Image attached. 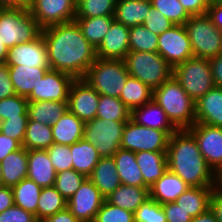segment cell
Returning a JSON list of instances; mask_svg holds the SVG:
<instances>
[{
	"instance_id": "15",
	"label": "cell",
	"mask_w": 222,
	"mask_h": 222,
	"mask_svg": "<svg viewBox=\"0 0 222 222\" xmlns=\"http://www.w3.org/2000/svg\"><path fill=\"white\" fill-rule=\"evenodd\" d=\"M74 80L75 79L69 74L49 69L37 87H35L26 98L29 102H67L69 89Z\"/></svg>"
},
{
	"instance_id": "20",
	"label": "cell",
	"mask_w": 222,
	"mask_h": 222,
	"mask_svg": "<svg viewBox=\"0 0 222 222\" xmlns=\"http://www.w3.org/2000/svg\"><path fill=\"white\" fill-rule=\"evenodd\" d=\"M190 186L177 174L166 172L149 187V198L163 205L175 202Z\"/></svg>"
},
{
	"instance_id": "37",
	"label": "cell",
	"mask_w": 222,
	"mask_h": 222,
	"mask_svg": "<svg viewBox=\"0 0 222 222\" xmlns=\"http://www.w3.org/2000/svg\"><path fill=\"white\" fill-rule=\"evenodd\" d=\"M152 97L153 90L137 78L129 76L125 87L121 92L120 100L130 111H132L133 109L148 103Z\"/></svg>"
},
{
	"instance_id": "48",
	"label": "cell",
	"mask_w": 222,
	"mask_h": 222,
	"mask_svg": "<svg viewBox=\"0 0 222 222\" xmlns=\"http://www.w3.org/2000/svg\"><path fill=\"white\" fill-rule=\"evenodd\" d=\"M29 118H10L0 122V132L9 138L17 140L21 145L24 141Z\"/></svg>"
},
{
	"instance_id": "22",
	"label": "cell",
	"mask_w": 222,
	"mask_h": 222,
	"mask_svg": "<svg viewBox=\"0 0 222 222\" xmlns=\"http://www.w3.org/2000/svg\"><path fill=\"white\" fill-rule=\"evenodd\" d=\"M28 174L41 188L54 186L56 171L52 165L47 150H27Z\"/></svg>"
},
{
	"instance_id": "17",
	"label": "cell",
	"mask_w": 222,
	"mask_h": 222,
	"mask_svg": "<svg viewBox=\"0 0 222 222\" xmlns=\"http://www.w3.org/2000/svg\"><path fill=\"white\" fill-rule=\"evenodd\" d=\"M6 64L8 66L50 68L42 34L32 42H23L10 48Z\"/></svg>"
},
{
	"instance_id": "27",
	"label": "cell",
	"mask_w": 222,
	"mask_h": 222,
	"mask_svg": "<svg viewBox=\"0 0 222 222\" xmlns=\"http://www.w3.org/2000/svg\"><path fill=\"white\" fill-rule=\"evenodd\" d=\"M135 156L144 183L148 187L153 185L168 169L166 151H141L136 152Z\"/></svg>"
},
{
	"instance_id": "47",
	"label": "cell",
	"mask_w": 222,
	"mask_h": 222,
	"mask_svg": "<svg viewBox=\"0 0 222 222\" xmlns=\"http://www.w3.org/2000/svg\"><path fill=\"white\" fill-rule=\"evenodd\" d=\"M46 150L56 173L73 169L71 146L54 143Z\"/></svg>"
},
{
	"instance_id": "32",
	"label": "cell",
	"mask_w": 222,
	"mask_h": 222,
	"mask_svg": "<svg viewBox=\"0 0 222 222\" xmlns=\"http://www.w3.org/2000/svg\"><path fill=\"white\" fill-rule=\"evenodd\" d=\"M68 111V102L34 101L28 103L29 120L43 125L55 124Z\"/></svg>"
},
{
	"instance_id": "30",
	"label": "cell",
	"mask_w": 222,
	"mask_h": 222,
	"mask_svg": "<svg viewBox=\"0 0 222 222\" xmlns=\"http://www.w3.org/2000/svg\"><path fill=\"white\" fill-rule=\"evenodd\" d=\"M149 198V187L121 184L105 198L110 204L134 213Z\"/></svg>"
},
{
	"instance_id": "46",
	"label": "cell",
	"mask_w": 222,
	"mask_h": 222,
	"mask_svg": "<svg viewBox=\"0 0 222 222\" xmlns=\"http://www.w3.org/2000/svg\"><path fill=\"white\" fill-rule=\"evenodd\" d=\"M93 222H134V213L114 206L105 200Z\"/></svg>"
},
{
	"instance_id": "31",
	"label": "cell",
	"mask_w": 222,
	"mask_h": 222,
	"mask_svg": "<svg viewBox=\"0 0 222 222\" xmlns=\"http://www.w3.org/2000/svg\"><path fill=\"white\" fill-rule=\"evenodd\" d=\"M213 188L190 187L177 198L175 203L194 218L210 209Z\"/></svg>"
},
{
	"instance_id": "54",
	"label": "cell",
	"mask_w": 222,
	"mask_h": 222,
	"mask_svg": "<svg viewBox=\"0 0 222 222\" xmlns=\"http://www.w3.org/2000/svg\"><path fill=\"white\" fill-rule=\"evenodd\" d=\"M210 209L218 222H222V183L219 181L212 190Z\"/></svg>"
},
{
	"instance_id": "3",
	"label": "cell",
	"mask_w": 222,
	"mask_h": 222,
	"mask_svg": "<svg viewBox=\"0 0 222 222\" xmlns=\"http://www.w3.org/2000/svg\"><path fill=\"white\" fill-rule=\"evenodd\" d=\"M152 99L166 113L178 129H189L195 124V102L182 89L173 75L153 90Z\"/></svg>"
},
{
	"instance_id": "57",
	"label": "cell",
	"mask_w": 222,
	"mask_h": 222,
	"mask_svg": "<svg viewBox=\"0 0 222 222\" xmlns=\"http://www.w3.org/2000/svg\"><path fill=\"white\" fill-rule=\"evenodd\" d=\"M40 222H80L70 211L68 207L57 212L54 215H51L47 218H44Z\"/></svg>"
},
{
	"instance_id": "61",
	"label": "cell",
	"mask_w": 222,
	"mask_h": 222,
	"mask_svg": "<svg viewBox=\"0 0 222 222\" xmlns=\"http://www.w3.org/2000/svg\"><path fill=\"white\" fill-rule=\"evenodd\" d=\"M192 222H218L215 214L209 209L207 212L200 214L192 219Z\"/></svg>"
},
{
	"instance_id": "2",
	"label": "cell",
	"mask_w": 222,
	"mask_h": 222,
	"mask_svg": "<svg viewBox=\"0 0 222 222\" xmlns=\"http://www.w3.org/2000/svg\"><path fill=\"white\" fill-rule=\"evenodd\" d=\"M166 157L168 170L190 187H214L220 181L207 165L195 137L187 129L177 130L169 137Z\"/></svg>"
},
{
	"instance_id": "9",
	"label": "cell",
	"mask_w": 222,
	"mask_h": 222,
	"mask_svg": "<svg viewBox=\"0 0 222 222\" xmlns=\"http://www.w3.org/2000/svg\"><path fill=\"white\" fill-rule=\"evenodd\" d=\"M127 121H111L96 117L85 122L84 139L93 145L101 157H113L121 148Z\"/></svg>"
},
{
	"instance_id": "19",
	"label": "cell",
	"mask_w": 222,
	"mask_h": 222,
	"mask_svg": "<svg viewBox=\"0 0 222 222\" xmlns=\"http://www.w3.org/2000/svg\"><path fill=\"white\" fill-rule=\"evenodd\" d=\"M195 123L222 128L221 86H215L195 102Z\"/></svg>"
},
{
	"instance_id": "21",
	"label": "cell",
	"mask_w": 222,
	"mask_h": 222,
	"mask_svg": "<svg viewBox=\"0 0 222 222\" xmlns=\"http://www.w3.org/2000/svg\"><path fill=\"white\" fill-rule=\"evenodd\" d=\"M130 119L138 125L166 131L170 136L178 130L153 99L141 107L133 109Z\"/></svg>"
},
{
	"instance_id": "26",
	"label": "cell",
	"mask_w": 222,
	"mask_h": 222,
	"mask_svg": "<svg viewBox=\"0 0 222 222\" xmlns=\"http://www.w3.org/2000/svg\"><path fill=\"white\" fill-rule=\"evenodd\" d=\"M0 164L3 186L12 187L27 178L28 156L23 146L7 155Z\"/></svg>"
},
{
	"instance_id": "52",
	"label": "cell",
	"mask_w": 222,
	"mask_h": 222,
	"mask_svg": "<svg viewBox=\"0 0 222 222\" xmlns=\"http://www.w3.org/2000/svg\"><path fill=\"white\" fill-rule=\"evenodd\" d=\"M13 83L10 79L9 66L0 64V100L15 95Z\"/></svg>"
},
{
	"instance_id": "39",
	"label": "cell",
	"mask_w": 222,
	"mask_h": 222,
	"mask_svg": "<svg viewBox=\"0 0 222 222\" xmlns=\"http://www.w3.org/2000/svg\"><path fill=\"white\" fill-rule=\"evenodd\" d=\"M131 111L120 98L100 95L96 117L111 121H128Z\"/></svg>"
},
{
	"instance_id": "38",
	"label": "cell",
	"mask_w": 222,
	"mask_h": 222,
	"mask_svg": "<svg viewBox=\"0 0 222 222\" xmlns=\"http://www.w3.org/2000/svg\"><path fill=\"white\" fill-rule=\"evenodd\" d=\"M67 207V200L57 191L55 186L44 187L37 205V220L56 214Z\"/></svg>"
},
{
	"instance_id": "1",
	"label": "cell",
	"mask_w": 222,
	"mask_h": 222,
	"mask_svg": "<svg viewBox=\"0 0 222 222\" xmlns=\"http://www.w3.org/2000/svg\"><path fill=\"white\" fill-rule=\"evenodd\" d=\"M47 49L50 69L83 79L97 59L94 48L84 37L76 20L52 25L41 32Z\"/></svg>"
},
{
	"instance_id": "62",
	"label": "cell",
	"mask_w": 222,
	"mask_h": 222,
	"mask_svg": "<svg viewBox=\"0 0 222 222\" xmlns=\"http://www.w3.org/2000/svg\"><path fill=\"white\" fill-rule=\"evenodd\" d=\"M8 47L5 45V43H2L0 41V64L6 63V59L8 56Z\"/></svg>"
},
{
	"instance_id": "50",
	"label": "cell",
	"mask_w": 222,
	"mask_h": 222,
	"mask_svg": "<svg viewBox=\"0 0 222 222\" xmlns=\"http://www.w3.org/2000/svg\"><path fill=\"white\" fill-rule=\"evenodd\" d=\"M0 222H39L34 214L13 205L0 213Z\"/></svg>"
},
{
	"instance_id": "60",
	"label": "cell",
	"mask_w": 222,
	"mask_h": 222,
	"mask_svg": "<svg viewBox=\"0 0 222 222\" xmlns=\"http://www.w3.org/2000/svg\"><path fill=\"white\" fill-rule=\"evenodd\" d=\"M32 0H0V5L3 8H22L29 9Z\"/></svg>"
},
{
	"instance_id": "4",
	"label": "cell",
	"mask_w": 222,
	"mask_h": 222,
	"mask_svg": "<svg viewBox=\"0 0 222 222\" xmlns=\"http://www.w3.org/2000/svg\"><path fill=\"white\" fill-rule=\"evenodd\" d=\"M129 76L124 60L97 58L88 68L83 80L99 95L120 98Z\"/></svg>"
},
{
	"instance_id": "16",
	"label": "cell",
	"mask_w": 222,
	"mask_h": 222,
	"mask_svg": "<svg viewBox=\"0 0 222 222\" xmlns=\"http://www.w3.org/2000/svg\"><path fill=\"white\" fill-rule=\"evenodd\" d=\"M99 94L83 79H75L68 94V110L83 122L96 118Z\"/></svg>"
},
{
	"instance_id": "40",
	"label": "cell",
	"mask_w": 222,
	"mask_h": 222,
	"mask_svg": "<svg viewBox=\"0 0 222 222\" xmlns=\"http://www.w3.org/2000/svg\"><path fill=\"white\" fill-rule=\"evenodd\" d=\"M158 35L143 25L130 27L129 50L140 52H157Z\"/></svg>"
},
{
	"instance_id": "11",
	"label": "cell",
	"mask_w": 222,
	"mask_h": 222,
	"mask_svg": "<svg viewBox=\"0 0 222 222\" xmlns=\"http://www.w3.org/2000/svg\"><path fill=\"white\" fill-rule=\"evenodd\" d=\"M157 52L172 68L194 57L185 26L174 25L158 35Z\"/></svg>"
},
{
	"instance_id": "56",
	"label": "cell",
	"mask_w": 222,
	"mask_h": 222,
	"mask_svg": "<svg viewBox=\"0 0 222 222\" xmlns=\"http://www.w3.org/2000/svg\"><path fill=\"white\" fill-rule=\"evenodd\" d=\"M209 61L214 84L222 87V53L210 58Z\"/></svg>"
},
{
	"instance_id": "55",
	"label": "cell",
	"mask_w": 222,
	"mask_h": 222,
	"mask_svg": "<svg viewBox=\"0 0 222 222\" xmlns=\"http://www.w3.org/2000/svg\"><path fill=\"white\" fill-rule=\"evenodd\" d=\"M22 145L15 139L4 136L0 132V162L10 153L20 149Z\"/></svg>"
},
{
	"instance_id": "58",
	"label": "cell",
	"mask_w": 222,
	"mask_h": 222,
	"mask_svg": "<svg viewBox=\"0 0 222 222\" xmlns=\"http://www.w3.org/2000/svg\"><path fill=\"white\" fill-rule=\"evenodd\" d=\"M206 14L222 34V5L209 4Z\"/></svg>"
},
{
	"instance_id": "23",
	"label": "cell",
	"mask_w": 222,
	"mask_h": 222,
	"mask_svg": "<svg viewBox=\"0 0 222 222\" xmlns=\"http://www.w3.org/2000/svg\"><path fill=\"white\" fill-rule=\"evenodd\" d=\"M88 178L105 198L122 184L113 157H101Z\"/></svg>"
},
{
	"instance_id": "12",
	"label": "cell",
	"mask_w": 222,
	"mask_h": 222,
	"mask_svg": "<svg viewBox=\"0 0 222 222\" xmlns=\"http://www.w3.org/2000/svg\"><path fill=\"white\" fill-rule=\"evenodd\" d=\"M196 139L198 148L207 165L222 177V128L195 123L187 129Z\"/></svg>"
},
{
	"instance_id": "13",
	"label": "cell",
	"mask_w": 222,
	"mask_h": 222,
	"mask_svg": "<svg viewBox=\"0 0 222 222\" xmlns=\"http://www.w3.org/2000/svg\"><path fill=\"white\" fill-rule=\"evenodd\" d=\"M76 3L77 0H32L29 10L44 29L75 20Z\"/></svg>"
},
{
	"instance_id": "64",
	"label": "cell",
	"mask_w": 222,
	"mask_h": 222,
	"mask_svg": "<svg viewBox=\"0 0 222 222\" xmlns=\"http://www.w3.org/2000/svg\"><path fill=\"white\" fill-rule=\"evenodd\" d=\"M0 186H2V173H1V164H0Z\"/></svg>"
},
{
	"instance_id": "18",
	"label": "cell",
	"mask_w": 222,
	"mask_h": 222,
	"mask_svg": "<svg viewBox=\"0 0 222 222\" xmlns=\"http://www.w3.org/2000/svg\"><path fill=\"white\" fill-rule=\"evenodd\" d=\"M129 30V27L114 21L96 49L97 58L123 60L130 51Z\"/></svg>"
},
{
	"instance_id": "14",
	"label": "cell",
	"mask_w": 222,
	"mask_h": 222,
	"mask_svg": "<svg viewBox=\"0 0 222 222\" xmlns=\"http://www.w3.org/2000/svg\"><path fill=\"white\" fill-rule=\"evenodd\" d=\"M105 197L87 177L67 201V207L80 222H93Z\"/></svg>"
},
{
	"instance_id": "45",
	"label": "cell",
	"mask_w": 222,
	"mask_h": 222,
	"mask_svg": "<svg viewBox=\"0 0 222 222\" xmlns=\"http://www.w3.org/2000/svg\"><path fill=\"white\" fill-rule=\"evenodd\" d=\"M134 222H167L162 205L148 198L134 212Z\"/></svg>"
},
{
	"instance_id": "44",
	"label": "cell",
	"mask_w": 222,
	"mask_h": 222,
	"mask_svg": "<svg viewBox=\"0 0 222 222\" xmlns=\"http://www.w3.org/2000/svg\"><path fill=\"white\" fill-rule=\"evenodd\" d=\"M151 3L175 25H184L191 17L179 0H152Z\"/></svg>"
},
{
	"instance_id": "53",
	"label": "cell",
	"mask_w": 222,
	"mask_h": 222,
	"mask_svg": "<svg viewBox=\"0 0 222 222\" xmlns=\"http://www.w3.org/2000/svg\"><path fill=\"white\" fill-rule=\"evenodd\" d=\"M179 2L191 16L205 15L210 4V0H179Z\"/></svg>"
},
{
	"instance_id": "41",
	"label": "cell",
	"mask_w": 222,
	"mask_h": 222,
	"mask_svg": "<svg viewBox=\"0 0 222 222\" xmlns=\"http://www.w3.org/2000/svg\"><path fill=\"white\" fill-rule=\"evenodd\" d=\"M117 0H77L76 18L114 15Z\"/></svg>"
},
{
	"instance_id": "43",
	"label": "cell",
	"mask_w": 222,
	"mask_h": 222,
	"mask_svg": "<svg viewBox=\"0 0 222 222\" xmlns=\"http://www.w3.org/2000/svg\"><path fill=\"white\" fill-rule=\"evenodd\" d=\"M28 103L26 97L13 95L0 100V122L10 118H28Z\"/></svg>"
},
{
	"instance_id": "10",
	"label": "cell",
	"mask_w": 222,
	"mask_h": 222,
	"mask_svg": "<svg viewBox=\"0 0 222 222\" xmlns=\"http://www.w3.org/2000/svg\"><path fill=\"white\" fill-rule=\"evenodd\" d=\"M169 137L166 131L141 126L129 119L124 126L121 149L134 153L167 151Z\"/></svg>"
},
{
	"instance_id": "35",
	"label": "cell",
	"mask_w": 222,
	"mask_h": 222,
	"mask_svg": "<svg viewBox=\"0 0 222 222\" xmlns=\"http://www.w3.org/2000/svg\"><path fill=\"white\" fill-rule=\"evenodd\" d=\"M75 20L79 24L84 37L96 49L103 41L111 24L115 21L113 15L93 18H75Z\"/></svg>"
},
{
	"instance_id": "59",
	"label": "cell",
	"mask_w": 222,
	"mask_h": 222,
	"mask_svg": "<svg viewBox=\"0 0 222 222\" xmlns=\"http://www.w3.org/2000/svg\"><path fill=\"white\" fill-rule=\"evenodd\" d=\"M14 205L12 188L0 186V213Z\"/></svg>"
},
{
	"instance_id": "36",
	"label": "cell",
	"mask_w": 222,
	"mask_h": 222,
	"mask_svg": "<svg viewBox=\"0 0 222 222\" xmlns=\"http://www.w3.org/2000/svg\"><path fill=\"white\" fill-rule=\"evenodd\" d=\"M54 144L51 125L28 120L22 146L26 150H46Z\"/></svg>"
},
{
	"instance_id": "7",
	"label": "cell",
	"mask_w": 222,
	"mask_h": 222,
	"mask_svg": "<svg viewBox=\"0 0 222 222\" xmlns=\"http://www.w3.org/2000/svg\"><path fill=\"white\" fill-rule=\"evenodd\" d=\"M173 77L194 102L215 87L209 59L192 57L173 68Z\"/></svg>"
},
{
	"instance_id": "24",
	"label": "cell",
	"mask_w": 222,
	"mask_h": 222,
	"mask_svg": "<svg viewBox=\"0 0 222 222\" xmlns=\"http://www.w3.org/2000/svg\"><path fill=\"white\" fill-rule=\"evenodd\" d=\"M85 122L69 110L53 125H51L55 144L68 145L78 142L84 137Z\"/></svg>"
},
{
	"instance_id": "29",
	"label": "cell",
	"mask_w": 222,
	"mask_h": 222,
	"mask_svg": "<svg viewBox=\"0 0 222 222\" xmlns=\"http://www.w3.org/2000/svg\"><path fill=\"white\" fill-rule=\"evenodd\" d=\"M113 158L116 163L117 173L123 185L148 187L143 180L136 156L133 151L119 149Z\"/></svg>"
},
{
	"instance_id": "42",
	"label": "cell",
	"mask_w": 222,
	"mask_h": 222,
	"mask_svg": "<svg viewBox=\"0 0 222 222\" xmlns=\"http://www.w3.org/2000/svg\"><path fill=\"white\" fill-rule=\"evenodd\" d=\"M87 177L74 169L57 173L55 188L68 201Z\"/></svg>"
},
{
	"instance_id": "49",
	"label": "cell",
	"mask_w": 222,
	"mask_h": 222,
	"mask_svg": "<svg viewBox=\"0 0 222 222\" xmlns=\"http://www.w3.org/2000/svg\"><path fill=\"white\" fill-rule=\"evenodd\" d=\"M142 25L154 34L160 35L175 24L152 6Z\"/></svg>"
},
{
	"instance_id": "51",
	"label": "cell",
	"mask_w": 222,
	"mask_h": 222,
	"mask_svg": "<svg viewBox=\"0 0 222 222\" xmlns=\"http://www.w3.org/2000/svg\"><path fill=\"white\" fill-rule=\"evenodd\" d=\"M167 222H192L193 217L175 202L162 205Z\"/></svg>"
},
{
	"instance_id": "34",
	"label": "cell",
	"mask_w": 222,
	"mask_h": 222,
	"mask_svg": "<svg viewBox=\"0 0 222 222\" xmlns=\"http://www.w3.org/2000/svg\"><path fill=\"white\" fill-rule=\"evenodd\" d=\"M11 188L14 205L31 212L37 218V205L42 188L29 178H24Z\"/></svg>"
},
{
	"instance_id": "6",
	"label": "cell",
	"mask_w": 222,
	"mask_h": 222,
	"mask_svg": "<svg viewBox=\"0 0 222 222\" xmlns=\"http://www.w3.org/2000/svg\"><path fill=\"white\" fill-rule=\"evenodd\" d=\"M42 28L31 15L29 9L2 8L0 11V41L8 49L37 39Z\"/></svg>"
},
{
	"instance_id": "63",
	"label": "cell",
	"mask_w": 222,
	"mask_h": 222,
	"mask_svg": "<svg viewBox=\"0 0 222 222\" xmlns=\"http://www.w3.org/2000/svg\"><path fill=\"white\" fill-rule=\"evenodd\" d=\"M210 4H220V5H222V0H210Z\"/></svg>"
},
{
	"instance_id": "28",
	"label": "cell",
	"mask_w": 222,
	"mask_h": 222,
	"mask_svg": "<svg viewBox=\"0 0 222 222\" xmlns=\"http://www.w3.org/2000/svg\"><path fill=\"white\" fill-rule=\"evenodd\" d=\"M50 68L9 66L10 79L13 83L15 93L27 97L37 87L46 72Z\"/></svg>"
},
{
	"instance_id": "25",
	"label": "cell",
	"mask_w": 222,
	"mask_h": 222,
	"mask_svg": "<svg viewBox=\"0 0 222 222\" xmlns=\"http://www.w3.org/2000/svg\"><path fill=\"white\" fill-rule=\"evenodd\" d=\"M151 7L150 1L117 0L113 18L129 28L142 25Z\"/></svg>"
},
{
	"instance_id": "33",
	"label": "cell",
	"mask_w": 222,
	"mask_h": 222,
	"mask_svg": "<svg viewBox=\"0 0 222 222\" xmlns=\"http://www.w3.org/2000/svg\"><path fill=\"white\" fill-rule=\"evenodd\" d=\"M72 166L76 172L88 177L101 156L96 148L84 138L71 145Z\"/></svg>"
},
{
	"instance_id": "5",
	"label": "cell",
	"mask_w": 222,
	"mask_h": 222,
	"mask_svg": "<svg viewBox=\"0 0 222 222\" xmlns=\"http://www.w3.org/2000/svg\"><path fill=\"white\" fill-rule=\"evenodd\" d=\"M130 76L155 90L173 75V68L158 52L129 51L123 59Z\"/></svg>"
},
{
	"instance_id": "8",
	"label": "cell",
	"mask_w": 222,
	"mask_h": 222,
	"mask_svg": "<svg viewBox=\"0 0 222 222\" xmlns=\"http://www.w3.org/2000/svg\"><path fill=\"white\" fill-rule=\"evenodd\" d=\"M184 26L194 57L210 59L222 53V34L207 14L191 16Z\"/></svg>"
}]
</instances>
